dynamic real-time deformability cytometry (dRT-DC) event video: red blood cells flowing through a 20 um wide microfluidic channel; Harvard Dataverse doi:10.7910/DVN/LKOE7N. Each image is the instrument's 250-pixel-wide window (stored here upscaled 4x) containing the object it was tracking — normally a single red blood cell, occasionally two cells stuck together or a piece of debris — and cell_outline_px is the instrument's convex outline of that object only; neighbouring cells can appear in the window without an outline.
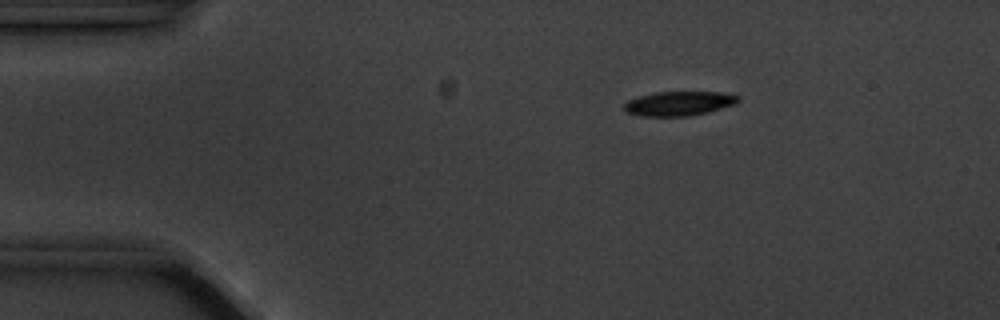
{"species": "common noctule bat (a hibernating species)", "species_latin": "Nyctalus noctula", "temperature_condition": "cold", "stored_images_in_passage": 5, "camera_frame_rate_fps": 3000, "um_per_image_px": 0.085, "animal": {"sex": "male", "body_mass_g": 20.1, "forearm_length_mm": 53.5}, "frame": {"image": 1, "passage_image": 2, "time_ms": 2.0, "image_size_px": [1000, 320], "cell_outline_px": [[740, 100], [736, 104], [708, 112], [688, 116], [644, 116], [628, 112], [624, 108], [624, 104], [628, 100], [640, 96], [656, 92], [720, 92], [740, 96]], "centroid_in_image_um": [57.76, 8.79], "position_along_channel_um": 27.2, "area_um2": 16.07}}